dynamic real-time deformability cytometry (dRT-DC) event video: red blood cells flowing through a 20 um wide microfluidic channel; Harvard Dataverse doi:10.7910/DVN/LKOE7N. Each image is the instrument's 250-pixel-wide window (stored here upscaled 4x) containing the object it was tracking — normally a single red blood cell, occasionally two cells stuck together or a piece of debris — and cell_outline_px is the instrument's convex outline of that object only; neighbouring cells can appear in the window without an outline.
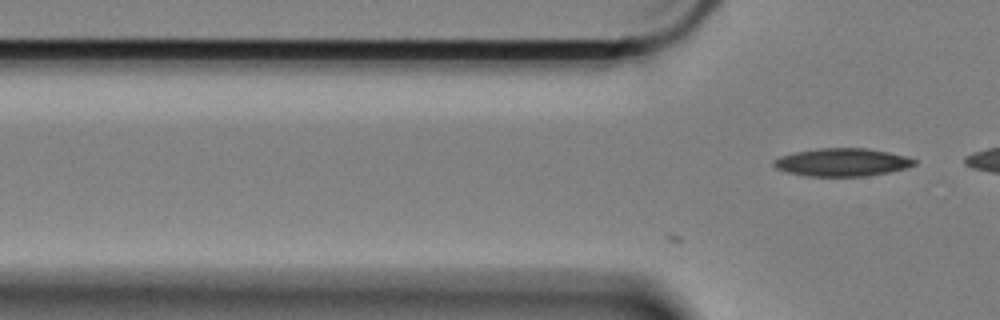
{"species": "Egyptian fruit bat (a non-hibernating species)", "species_latin": "Rousettus aegyptiacus", "temperature_condition": "cold", "stored_images_in_passage": 13, "camera_frame_rate_fps": 3000, "um_per_image_px": 0.085, "animal": {"sex": "female"}, "frame": {"image": 1, "passage_image": 13, "time_ms": 4.0, "image_size_px": [1000, 320], "cell_outline_px": [[916, 164], [904, 168], [888, 172], [868, 176], [808, 176], [788, 172], [776, 168], [772, 164], [772, 160], [780, 156], [796, 152], [816, 148], [868, 148], [888, 152], [904, 156], [916, 160]], "centroid_in_image_um": [71.55, 13.79], "position_along_channel_um": 54.3, "area_um2": 22.77}}